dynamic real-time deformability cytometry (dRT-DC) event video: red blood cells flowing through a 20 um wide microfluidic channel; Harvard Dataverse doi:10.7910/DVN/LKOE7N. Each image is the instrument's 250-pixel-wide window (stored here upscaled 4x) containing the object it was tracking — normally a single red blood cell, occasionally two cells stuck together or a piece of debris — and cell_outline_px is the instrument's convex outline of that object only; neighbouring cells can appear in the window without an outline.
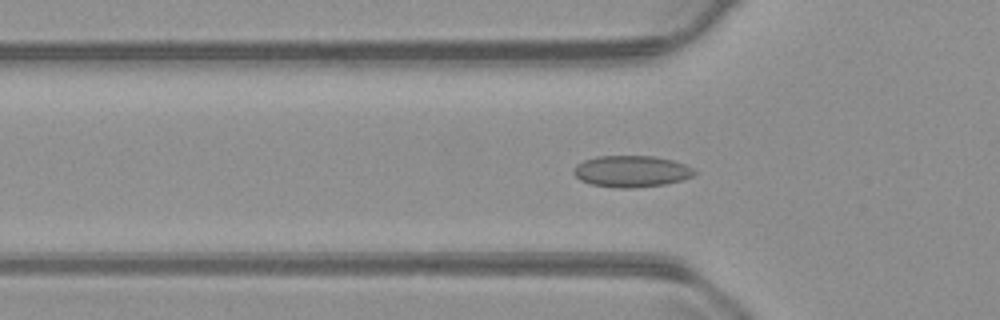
{"species": "common noctule bat (a hibernating species)", "species_latin": "Nyctalus noctula", "temperature_condition": "warm", "stored_images_in_passage": 31, "camera_frame_rate_fps": 3000, "um_per_image_px": 0.085, "animal": {"sex": "male", "body_mass_g": 23.1, "forearm_length_mm": 52.7}, "frame": {"image": 1, "passage_image": 4, "time_ms": 1.0, "image_size_px": [1000, 320], "cell_outline_px": [[696, 172], [692, 176], [680, 180], [664, 184], [636, 188], [612, 188], [592, 184], [580, 180], [572, 172], [576, 164], [584, 160], [596, 156], [652, 156], [672, 160], [684, 164], [692, 168]], "centroid_in_image_um": [53.62, 14.56], "position_along_channel_um": 72.2, "area_um2": 22.14}}
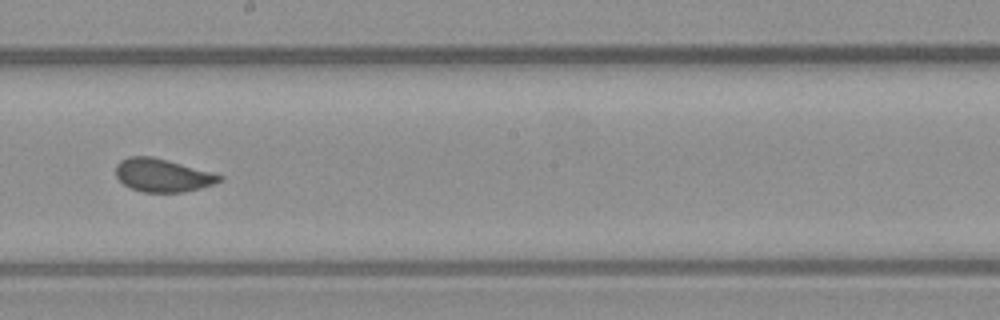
{"frame": {"image": 2, "passage_image": 17, "time_ms": 5.333, "image_size_px": [1000, 320], "cell_outline_px": [[224, 180], [200, 188], [184, 192], [140, 192], [124, 184], [116, 176], [116, 164], [120, 160], [128, 156], [152, 156], [168, 160], [212, 172], [224, 176]], "centroid_in_image_um": [13.82, 14.89], "position_along_channel_um": 234.4, "area_um2": 20.06}}
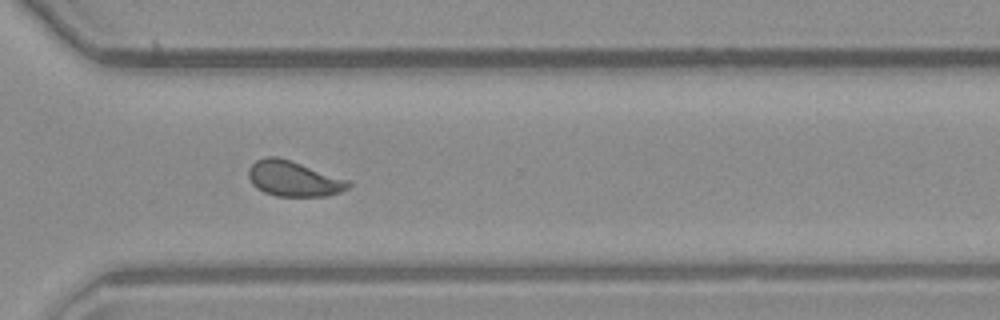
{"frame": {"image": 3, "passage_image": 26, "time_ms": 8.333, "image_size_px": [1000, 320], "cell_outline_px": [[352, 184], [348, 188], [340, 192], [324, 196], [276, 196], [264, 192], [256, 188], [252, 184], [248, 176], [248, 168], [256, 160], [264, 156], [276, 156], [292, 160], [352, 180]], "centroid_in_image_um": [24.98, 15.17], "position_along_channel_um": 345.6, "area_um2": 21.04}, "authors_computed_cell_mechanics": {"area_um2": 20.5768, "velocity_mm_per_s": 3.7191, "shape_relaxation_time_tau1_ms": null, "shape_relaxation_time_tau2_ms": 0.8125, "deformation_change_tau1": null, "deformation_change_tau2": 0.0597}}